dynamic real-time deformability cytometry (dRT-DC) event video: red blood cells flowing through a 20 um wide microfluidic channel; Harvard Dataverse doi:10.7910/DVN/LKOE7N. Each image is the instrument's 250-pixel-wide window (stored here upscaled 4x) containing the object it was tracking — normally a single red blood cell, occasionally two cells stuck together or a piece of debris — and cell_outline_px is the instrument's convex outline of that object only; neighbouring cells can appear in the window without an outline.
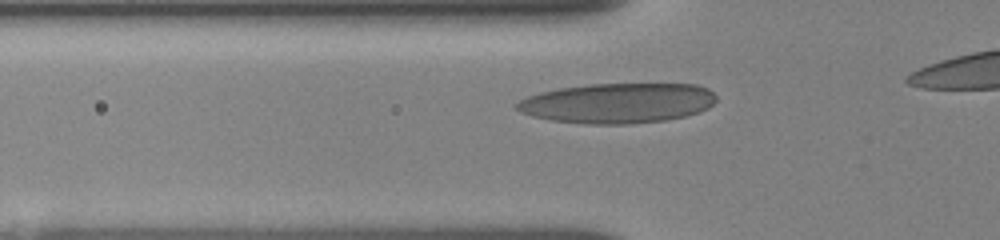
{"species": "human", "species_latin": "Homo sapiens", "temperature_condition": "room temperature", "stored_images_in_passage": 12, "camera_frame_rate_fps": 3000, "um_per_image_px": 0.085, "donor": {"sex": "female"}, "frame": {"image": 1, "passage_image": 3, "time_ms": 0.667, "image_size_px": [1000, 240], "cell_outline_px": [[716, 100], [708, 108], [700, 112], [684, 116], [664, 120], [632, 124], [584, 124], [552, 120], [532, 116], [520, 112], [512, 104], [528, 96], [540, 92], [560, 88], [588, 84], [696, 84], [708, 88], [716, 96]], "centroid_in_image_um": [52.49, 8.76], "position_along_channel_um": 73.3, "area_um2": 46.76}}
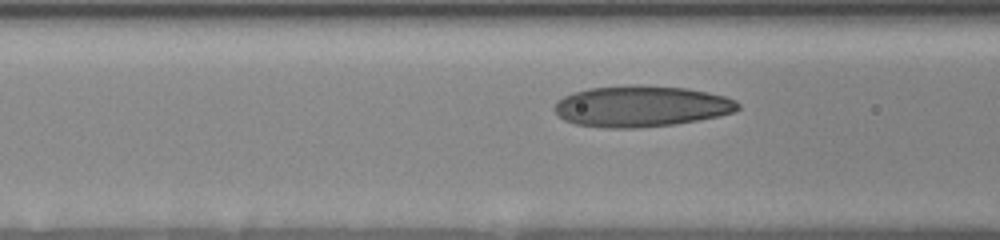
{"frame": {"image": 2, "passage_image": 7, "time_ms": 1.667, "image_size_px": [1000, 240], "cell_outline_px": [[740, 108], [732, 112], [716, 116], [696, 120], [672, 124], [632, 128], [608, 128], [576, 124], [564, 120], [556, 112], [556, 104], [564, 96], [572, 92], [588, 88], [632, 84], [636, 84], [688, 88], [724, 96], [736, 100], [740, 104]], "centroid_in_image_um": [54.5, 9.01], "position_along_channel_um": 112.1, "area_um2": 43.7}}
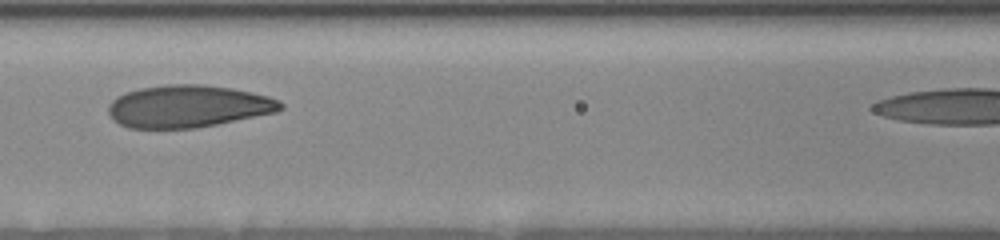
{"frame": {"image": 3, "passage_image": 10, "time_ms": 2.667, "image_size_px": [1000, 240], "cell_outline_px": [[284, 108], [276, 112], [196, 128], [128, 128], [112, 120], [108, 112], [108, 104], [116, 96], [124, 92], [140, 88], [164, 84], [200, 84], [232, 88], [252, 92], [268, 96], [280, 100], [284, 104]], "centroid_in_image_um": [15.96, 9.03], "position_along_channel_um": 150.6, "area_um2": 42.71}}